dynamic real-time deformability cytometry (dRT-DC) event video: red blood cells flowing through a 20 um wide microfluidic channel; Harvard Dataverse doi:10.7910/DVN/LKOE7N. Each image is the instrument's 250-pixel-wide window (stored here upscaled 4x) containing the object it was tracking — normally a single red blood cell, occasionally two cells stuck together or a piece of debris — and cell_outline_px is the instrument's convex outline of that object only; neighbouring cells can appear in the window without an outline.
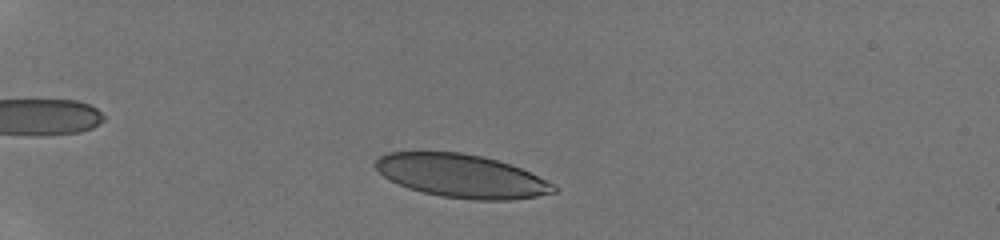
{"species": "human", "species_latin": "Homo sapiens", "temperature_condition": "room temperature", "stored_images_in_passage": 10, "camera_frame_rate_fps": 3000, "um_per_image_px": 0.085, "donor": {"sex": "male"}, "frame": {"image": 1, "passage_image": 3, "time_ms": 0.667, "image_size_px": [1000, 240], "cell_outline_px": [[556, 192], [536, 196], [512, 200], [476, 200], [440, 196], [408, 188], [384, 176], [372, 164], [380, 156], [388, 152], [460, 152], [480, 156], [496, 160], [520, 168], [556, 184]], "centroid_in_image_um": [39.24, 14.96], "position_along_channel_um": 45.8, "area_um2": 44.62}}
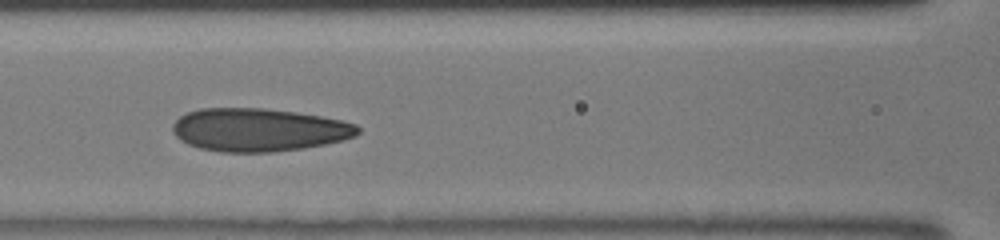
{"frame": {"image": 2, "passage_image": 9, "time_ms": 2.667, "image_size_px": [1000, 240], "cell_outline_px": [[360, 132], [356, 136], [344, 140], [304, 148], [272, 152], [220, 152], [200, 148], [188, 144], [180, 140], [172, 132], [172, 124], [180, 116], [188, 112], [200, 108], [264, 108], [296, 112], [320, 116], [340, 120], [356, 124], [360, 128]], "centroid_in_image_um": [21.98, 11.04], "position_along_channel_um": 144.6, "area_um2": 46.64}}
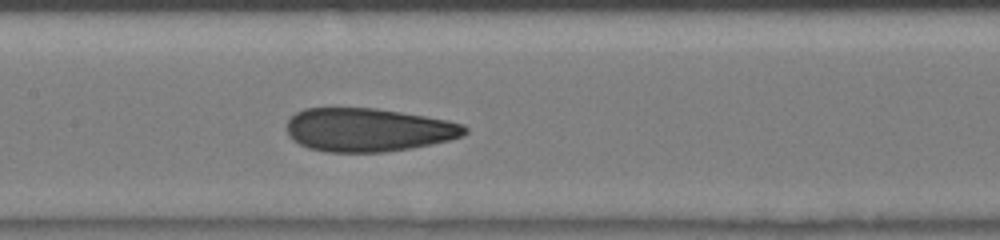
{"frame": {"image": 3, "passage_image": 10, "time_ms": 3.0, "image_size_px": [1000, 240], "cell_outline_px": [[468, 132], [464, 136], [448, 140], [412, 148], [384, 152], [324, 152], [308, 148], [292, 140], [288, 136], [288, 120], [296, 112], [304, 108], [376, 108], [448, 120], [464, 124], [468, 128]], "centroid_in_image_um": [31.3, 11.04], "position_along_channel_um": 176.1, "area_um2": 45.2}}